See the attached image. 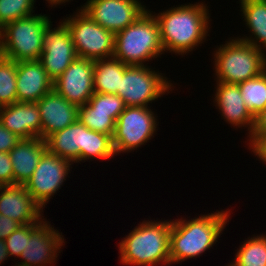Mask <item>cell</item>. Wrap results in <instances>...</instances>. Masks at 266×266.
Wrapping results in <instances>:
<instances>
[{
  "label": "cell",
  "mask_w": 266,
  "mask_h": 266,
  "mask_svg": "<svg viewBox=\"0 0 266 266\" xmlns=\"http://www.w3.org/2000/svg\"><path fill=\"white\" fill-rule=\"evenodd\" d=\"M53 90V80L39 60L17 63V102H38Z\"/></svg>",
  "instance_id": "cell-19"
},
{
  "label": "cell",
  "mask_w": 266,
  "mask_h": 266,
  "mask_svg": "<svg viewBox=\"0 0 266 266\" xmlns=\"http://www.w3.org/2000/svg\"><path fill=\"white\" fill-rule=\"evenodd\" d=\"M149 67L146 64L144 66L129 65L125 69L117 91V95L123 99L125 106L149 107V103L152 104L153 101L174 90L172 88L174 85L165 74Z\"/></svg>",
  "instance_id": "cell-8"
},
{
  "label": "cell",
  "mask_w": 266,
  "mask_h": 266,
  "mask_svg": "<svg viewBox=\"0 0 266 266\" xmlns=\"http://www.w3.org/2000/svg\"><path fill=\"white\" fill-rule=\"evenodd\" d=\"M35 0H0V29L34 12Z\"/></svg>",
  "instance_id": "cell-29"
},
{
  "label": "cell",
  "mask_w": 266,
  "mask_h": 266,
  "mask_svg": "<svg viewBox=\"0 0 266 266\" xmlns=\"http://www.w3.org/2000/svg\"><path fill=\"white\" fill-rule=\"evenodd\" d=\"M246 107L256 117L266 108V72L238 83Z\"/></svg>",
  "instance_id": "cell-25"
},
{
  "label": "cell",
  "mask_w": 266,
  "mask_h": 266,
  "mask_svg": "<svg viewBox=\"0 0 266 266\" xmlns=\"http://www.w3.org/2000/svg\"><path fill=\"white\" fill-rule=\"evenodd\" d=\"M216 84V91L213 94L214 106L219 109L224 121L234 128H248L246 131H248V136H250L254 127L255 117L246 107L238 84H226L223 82H216Z\"/></svg>",
  "instance_id": "cell-17"
},
{
  "label": "cell",
  "mask_w": 266,
  "mask_h": 266,
  "mask_svg": "<svg viewBox=\"0 0 266 266\" xmlns=\"http://www.w3.org/2000/svg\"><path fill=\"white\" fill-rule=\"evenodd\" d=\"M0 185H13V168L9 153L0 152Z\"/></svg>",
  "instance_id": "cell-32"
},
{
  "label": "cell",
  "mask_w": 266,
  "mask_h": 266,
  "mask_svg": "<svg viewBox=\"0 0 266 266\" xmlns=\"http://www.w3.org/2000/svg\"><path fill=\"white\" fill-rule=\"evenodd\" d=\"M121 112L95 111L87 103L79 107L78 120L89 129L114 136L116 120Z\"/></svg>",
  "instance_id": "cell-26"
},
{
  "label": "cell",
  "mask_w": 266,
  "mask_h": 266,
  "mask_svg": "<svg viewBox=\"0 0 266 266\" xmlns=\"http://www.w3.org/2000/svg\"><path fill=\"white\" fill-rule=\"evenodd\" d=\"M62 232L54 229L43 217L39 223L31 224V235L20 255L21 262L14 266H46L57 260L65 244Z\"/></svg>",
  "instance_id": "cell-13"
},
{
  "label": "cell",
  "mask_w": 266,
  "mask_h": 266,
  "mask_svg": "<svg viewBox=\"0 0 266 266\" xmlns=\"http://www.w3.org/2000/svg\"><path fill=\"white\" fill-rule=\"evenodd\" d=\"M52 25L50 22L44 30L39 61L54 81L77 58V54L67 24L62 20L57 27L52 28Z\"/></svg>",
  "instance_id": "cell-12"
},
{
  "label": "cell",
  "mask_w": 266,
  "mask_h": 266,
  "mask_svg": "<svg viewBox=\"0 0 266 266\" xmlns=\"http://www.w3.org/2000/svg\"><path fill=\"white\" fill-rule=\"evenodd\" d=\"M116 156L113 138L110 135L96 132L86 126V141L83 148V161L91 159H111Z\"/></svg>",
  "instance_id": "cell-27"
},
{
  "label": "cell",
  "mask_w": 266,
  "mask_h": 266,
  "mask_svg": "<svg viewBox=\"0 0 266 266\" xmlns=\"http://www.w3.org/2000/svg\"><path fill=\"white\" fill-rule=\"evenodd\" d=\"M128 66L114 57L94 61V92L117 94Z\"/></svg>",
  "instance_id": "cell-23"
},
{
  "label": "cell",
  "mask_w": 266,
  "mask_h": 266,
  "mask_svg": "<svg viewBox=\"0 0 266 266\" xmlns=\"http://www.w3.org/2000/svg\"><path fill=\"white\" fill-rule=\"evenodd\" d=\"M86 141V126L77 120L63 130L46 139L47 149L71 163L83 162V148Z\"/></svg>",
  "instance_id": "cell-21"
},
{
  "label": "cell",
  "mask_w": 266,
  "mask_h": 266,
  "mask_svg": "<svg viewBox=\"0 0 266 266\" xmlns=\"http://www.w3.org/2000/svg\"><path fill=\"white\" fill-rule=\"evenodd\" d=\"M0 214L21 225L39 223L43 209L33 200L24 185H0Z\"/></svg>",
  "instance_id": "cell-16"
},
{
  "label": "cell",
  "mask_w": 266,
  "mask_h": 266,
  "mask_svg": "<svg viewBox=\"0 0 266 266\" xmlns=\"http://www.w3.org/2000/svg\"><path fill=\"white\" fill-rule=\"evenodd\" d=\"M208 8L204 1L153 14L159 23L164 53L169 51L183 57L205 42L211 20Z\"/></svg>",
  "instance_id": "cell-1"
},
{
  "label": "cell",
  "mask_w": 266,
  "mask_h": 266,
  "mask_svg": "<svg viewBox=\"0 0 266 266\" xmlns=\"http://www.w3.org/2000/svg\"><path fill=\"white\" fill-rule=\"evenodd\" d=\"M49 3V7L51 5V7H56L57 5H61L64 4L66 2H69L71 0H46Z\"/></svg>",
  "instance_id": "cell-38"
},
{
  "label": "cell",
  "mask_w": 266,
  "mask_h": 266,
  "mask_svg": "<svg viewBox=\"0 0 266 266\" xmlns=\"http://www.w3.org/2000/svg\"><path fill=\"white\" fill-rule=\"evenodd\" d=\"M247 137H266V108L255 117L253 130Z\"/></svg>",
  "instance_id": "cell-36"
},
{
  "label": "cell",
  "mask_w": 266,
  "mask_h": 266,
  "mask_svg": "<svg viewBox=\"0 0 266 266\" xmlns=\"http://www.w3.org/2000/svg\"><path fill=\"white\" fill-rule=\"evenodd\" d=\"M53 89L78 107L85 105L94 92V61L77 57L53 81Z\"/></svg>",
  "instance_id": "cell-14"
},
{
  "label": "cell",
  "mask_w": 266,
  "mask_h": 266,
  "mask_svg": "<svg viewBox=\"0 0 266 266\" xmlns=\"http://www.w3.org/2000/svg\"><path fill=\"white\" fill-rule=\"evenodd\" d=\"M71 163L48 149L42 154L31 178L24 184L33 200L43 209L69 177Z\"/></svg>",
  "instance_id": "cell-10"
},
{
  "label": "cell",
  "mask_w": 266,
  "mask_h": 266,
  "mask_svg": "<svg viewBox=\"0 0 266 266\" xmlns=\"http://www.w3.org/2000/svg\"><path fill=\"white\" fill-rule=\"evenodd\" d=\"M150 9L115 34L113 57L126 65L144 66L164 54L160 27Z\"/></svg>",
  "instance_id": "cell-4"
},
{
  "label": "cell",
  "mask_w": 266,
  "mask_h": 266,
  "mask_svg": "<svg viewBox=\"0 0 266 266\" xmlns=\"http://www.w3.org/2000/svg\"><path fill=\"white\" fill-rule=\"evenodd\" d=\"M170 221L144 220L119 243L120 263L135 266L170 265Z\"/></svg>",
  "instance_id": "cell-3"
},
{
  "label": "cell",
  "mask_w": 266,
  "mask_h": 266,
  "mask_svg": "<svg viewBox=\"0 0 266 266\" xmlns=\"http://www.w3.org/2000/svg\"><path fill=\"white\" fill-rule=\"evenodd\" d=\"M240 12L249 28L248 37L245 35L238 39L250 43L257 49L266 50V0H239ZM262 44V45H261ZM263 49V50H262ZM265 49V50H264Z\"/></svg>",
  "instance_id": "cell-22"
},
{
  "label": "cell",
  "mask_w": 266,
  "mask_h": 266,
  "mask_svg": "<svg viewBox=\"0 0 266 266\" xmlns=\"http://www.w3.org/2000/svg\"><path fill=\"white\" fill-rule=\"evenodd\" d=\"M31 235V224L21 225L15 232L10 234L6 239V248L10 257L17 256L20 258L25 249L26 239Z\"/></svg>",
  "instance_id": "cell-31"
},
{
  "label": "cell",
  "mask_w": 266,
  "mask_h": 266,
  "mask_svg": "<svg viewBox=\"0 0 266 266\" xmlns=\"http://www.w3.org/2000/svg\"><path fill=\"white\" fill-rule=\"evenodd\" d=\"M140 0H87L81 9L103 28L116 34L147 10Z\"/></svg>",
  "instance_id": "cell-11"
},
{
  "label": "cell",
  "mask_w": 266,
  "mask_h": 266,
  "mask_svg": "<svg viewBox=\"0 0 266 266\" xmlns=\"http://www.w3.org/2000/svg\"><path fill=\"white\" fill-rule=\"evenodd\" d=\"M51 19L32 14L0 29V55L15 62L39 60L43 52V34Z\"/></svg>",
  "instance_id": "cell-6"
},
{
  "label": "cell",
  "mask_w": 266,
  "mask_h": 266,
  "mask_svg": "<svg viewBox=\"0 0 266 266\" xmlns=\"http://www.w3.org/2000/svg\"><path fill=\"white\" fill-rule=\"evenodd\" d=\"M8 257L10 258L6 248V242L0 239V265H2L5 260L9 259Z\"/></svg>",
  "instance_id": "cell-37"
},
{
  "label": "cell",
  "mask_w": 266,
  "mask_h": 266,
  "mask_svg": "<svg viewBox=\"0 0 266 266\" xmlns=\"http://www.w3.org/2000/svg\"><path fill=\"white\" fill-rule=\"evenodd\" d=\"M20 139L16 134L7 130L0 121V152L9 153Z\"/></svg>",
  "instance_id": "cell-33"
},
{
  "label": "cell",
  "mask_w": 266,
  "mask_h": 266,
  "mask_svg": "<svg viewBox=\"0 0 266 266\" xmlns=\"http://www.w3.org/2000/svg\"><path fill=\"white\" fill-rule=\"evenodd\" d=\"M46 150V140L42 138L20 139L9 152L13 168V185H24L31 178Z\"/></svg>",
  "instance_id": "cell-20"
},
{
  "label": "cell",
  "mask_w": 266,
  "mask_h": 266,
  "mask_svg": "<svg viewBox=\"0 0 266 266\" xmlns=\"http://www.w3.org/2000/svg\"><path fill=\"white\" fill-rule=\"evenodd\" d=\"M17 62L0 55V107L17 102Z\"/></svg>",
  "instance_id": "cell-28"
},
{
  "label": "cell",
  "mask_w": 266,
  "mask_h": 266,
  "mask_svg": "<svg viewBox=\"0 0 266 266\" xmlns=\"http://www.w3.org/2000/svg\"><path fill=\"white\" fill-rule=\"evenodd\" d=\"M249 149H252L255 157L257 156L263 163L266 164V137H248Z\"/></svg>",
  "instance_id": "cell-34"
},
{
  "label": "cell",
  "mask_w": 266,
  "mask_h": 266,
  "mask_svg": "<svg viewBox=\"0 0 266 266\" xmlns=\"http://www.w3.org/2000/svg\"><path fill=\"white\" fill-rule=\"evenodd\" d=\"M237 248L233 262L228 266H266V235H253Z\"/></svg>",
  "instance_id": "cell-24"
},
{
  "label": "cell",
  "mask_w": 266,
  "mask_h": 266,
  "mask_svg": "<svg viewBox=\"0 0 266 266\" xmlns=\"http://www.w3.org/2000/svg\"><path fill=\"white\" fill-rule=\"evenodd\" d=\"M150 107L126 106L116 120L113 146L116 155L145 145L154 137L157 116Z\"/></svg>",
  "instance_id": "cell-9"
},
{
  "label": "cell",
  "mask_w": 266,
  "mask_h": 266,
  "mask_svg": "<svg viewBox=\"0 0 266 266\" xmlns=\"http://www.w3.org/2000/svg\"><path fill=\"white\" fill-rule=\"evenodd\" d=\"M87 104L95 111L122 112L125 109L123 99L117 94L95 92Z\"/></svg>",
  "instance_id": "cell-30"
},
{
  "label": "cell",
  "mask_w": 266,
  "mask_h": 266,
  "mask_svg": "<svg viewBox=\"0 0 266 266\" xmlns=\"http://www.w3.org/2000/svg\"><path fill=\"white\" fill-rule=\"evenodd\" d=\"M0 121L21 139L41 138V117L36 102H15L0 107Z\"/></svg>",
  "instance_id": "cell-18"
},
{
  "label": "cell",
  "mask_w": 266,
  "mask_h": 266,
  "mask_svg": "<svg viewBox=\"0 0 266 266\" xmlns=\"http://www.w3.org/2000/svg\"><path fill=\"white\" fill-rule=\"evenodd\" d=\"M36 103L41 117V138L44 140L78 120L79 107L54 89Z\"/></svg>",
  "instance_id": "cell-15"
},
{
  "label": "cell",
  "mask_w": 266,
  "mask_h": 266,
  "mask_svg": "<svg viewBox=\"0 0 266 266\" xmlns=\"http://www.w3.org/2000/svg\"><path fill=\"white\" fill-rule=\"evenodd\" d=\"M229 39L214 51L216 82L238 84L259 76L266 65V53L238 38Z\"/></svg>",
  "instance_id": "cell-5"
},
{
  "label": "cell",
  "mask_w": 266,
  "mask_h": 266,
  "mask_svg": "<svg viewBox=\"0 0 266 266\" xmlns=\"http://www.w3.org/2000/svg\"><path fill=\"white\" fill-rule=\"evenodd\" d=\"M63 18L79 58L100 60L113 57L115 34L94 22L81 8Z\"/></svg>",
  "instance_id": "cell-7"
},
{
  "label": "cell",
  "mask_w": 266,
  "mask_h": 266,
  "mask_svg": "<svg viewBox=\"0 0 266 266\" xmlns=\"http://www.w3.org/2000/svg\"><path fill=\"white\" fill-rule=\"evenodd\" d=\"M228 210H217L188 221L182 217L173 219L170 230V263L178 264L190 258L194 259L211 249L229 222Z\"/></svg>",
  "instance_id": "cell-2"
},
{
  "label": "cell",
  "mask_w": 266,
  "mask_h": 266,
  "mask_svg": "<svg viewBox=\"0 0 266 266\" xmlns=\"http://www.w3.org/2000/svg\"><path fill=\"white\" fill-rule=\"evenodd\" d=\"M21 226L19 222L0 214V239L5 240Z\"/></svg>",
  "instance_id": "cell-35"
}]
</instances>
